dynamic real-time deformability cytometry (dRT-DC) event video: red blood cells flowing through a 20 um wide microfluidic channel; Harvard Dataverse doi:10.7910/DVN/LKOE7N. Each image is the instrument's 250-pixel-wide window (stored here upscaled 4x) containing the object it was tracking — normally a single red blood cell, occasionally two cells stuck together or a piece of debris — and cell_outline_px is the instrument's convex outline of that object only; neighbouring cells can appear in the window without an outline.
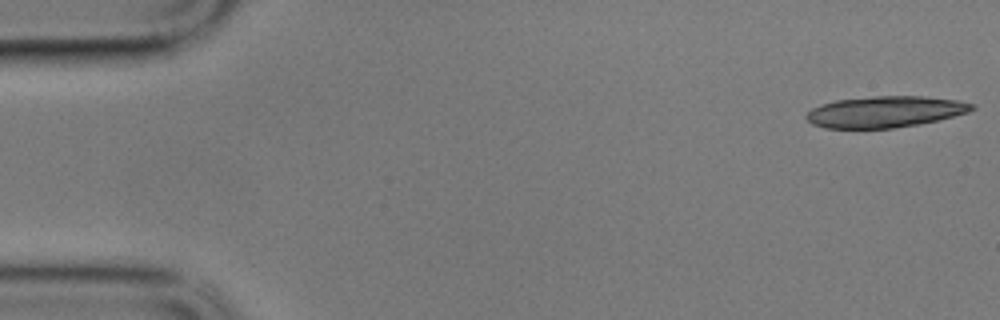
{"species": "common noctule bat (a hibernating species)", "species_latin": "Nyctalus noctula", "temperature_condition": "cold", "stored_images_in_passage": 8, "camera_frame_rate_fps": 3000, "um_per_image_px": 0.085, "animal": {"sex": "male", "body_mass_g": 17.9}, "frame": {"image": 1, "passage_image": 1, "time_ms": 0.0, "image_size_px": [1000, 320], "cell_outline_px": [[976, 108], [968, 112], [920, 124], [892, 128], [824, 128], [812, 124], [804, 116], [812, 108], [820, 104], [836, 100], [872, 96], [924, 96], [956, 100], [976, 104]], "centroid_in_image_um": [75.21, 9.49], "position_along_channel_um": 9.8, "area_um2": 30.17}}